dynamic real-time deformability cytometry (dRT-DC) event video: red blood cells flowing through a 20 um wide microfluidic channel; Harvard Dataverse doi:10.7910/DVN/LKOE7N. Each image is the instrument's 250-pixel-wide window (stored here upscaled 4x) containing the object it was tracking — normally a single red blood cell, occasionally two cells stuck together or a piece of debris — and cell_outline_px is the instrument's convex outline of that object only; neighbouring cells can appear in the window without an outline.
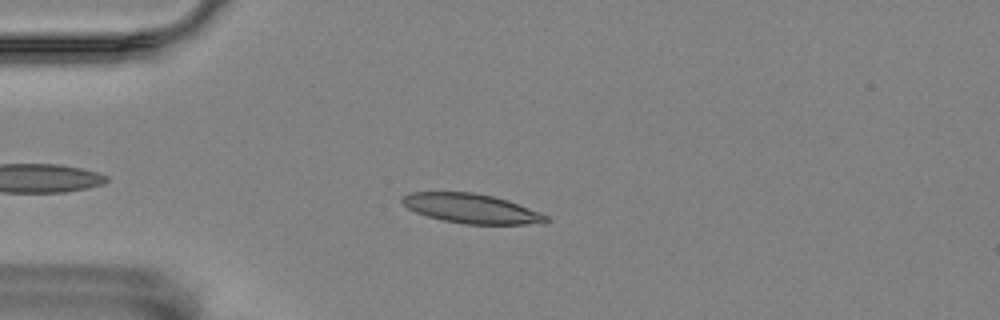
{"species": "Egyptian fruit bat (a non-hibernating species)", "species_latin": "Rousettus aegyptiacus", "temperature_condition": "room temperature", "stored_images_in_passage": 43, "camera_frame_rate_fps": 3000, "um_per_image_px": 0.085, "animal": {"sex": "female"}, "frame": {"image": 1, "passage_image": 8, "time_ms": 2.333, "image_size_px": [1000, 320], "cell_outline_px": [[552, 220], [544, 224], [464, 224], [444, 220], [428, 216], [416, 212], [408, 208], [400, 200], [400, 196], [408, 192], [472, 192], [492, 196], [508, 200], [540, 212], [548, 216]], "centroid_in_image_um": [40.1, 17.72], "position_along_channel_um": 44.9, "area_um2": 24.85}}
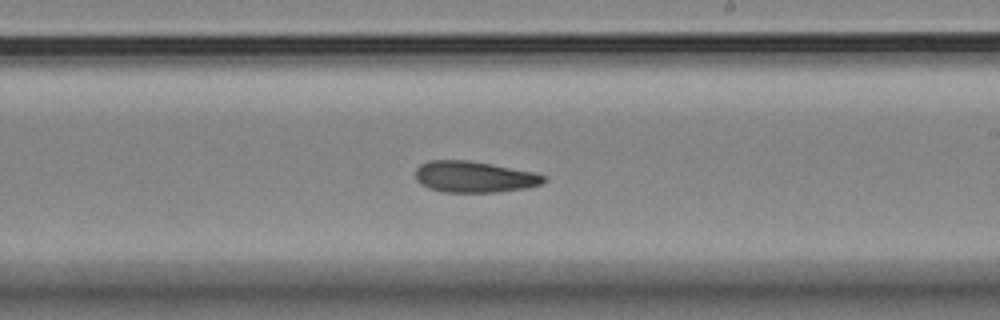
{"frame": {"image": 2, "passage_image": 27, "time_ms": 8.667, "image_size_px": [1000, 320], "cell_outline_px": [[548, 180], [540, 184], [528, 188], [496, 192], [444, 192], [428, 188], [420, 184], [416, 180], [416, 168], [420, 164], [428, 160], [468, 160], [492, 164], [532, 172], [548, 176]], "centroid_in_image_um": [40.31, 15.03], "position_along_channel_um": 248.7, "area_um2": 23.52}}
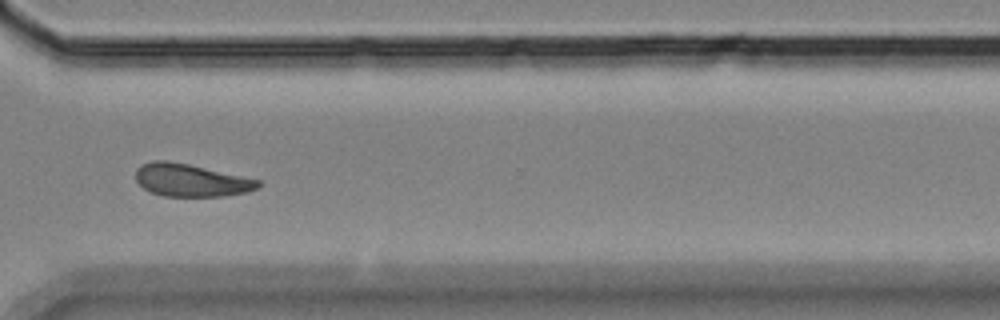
{"frame": {"image": 3, "passage_image": 36, "time_ms": 11.667, "image_size_px": [1000, 320], "cell_outline_px": [[260, 184], [256, 188], [248, 192], [224, 196], [164, 196], [152, 192], [144, 188], [136, 180], [136, 168], [140, 164], [152, 160], [168, 160], [188, 164], [260, 180]], "centroid_in_image_um": [16.2, 15.31], "position_along_channel_um": 354.4, "area_um2": 23.18}}